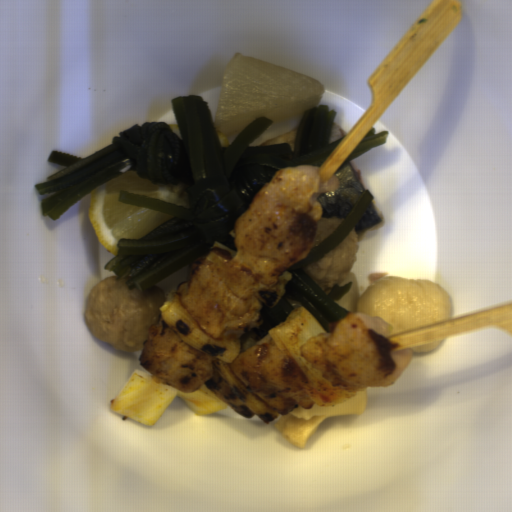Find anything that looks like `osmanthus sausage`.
I'll return each mask as SVG.
<instances>
[{"label":"osmanthus sausage","instance_id":"1","mask_svg":"<svg viewBox=\"0 0 512 512\" xmlns=\"http://www.w3.org/2000/svg\"><path fill=\"white\" fill-rule=\"evenodd\" d=\"M367 403L366 387L335 406L313 404L311 408L296 407L275 420L273 426L278 434L300 451L307 438L329 416L362 415Z\"/></svg>","mask_w":512,"mask_h":512},{"label":"osmanthus sausage","instance_id":"2","mask_svg":"<svg viewBox=\"0 0 512 512\" xmlns=\"http://www.w3.org/2000/svg\"><path fill=\"white\" fill-rule=\"evenodd\" d=\"M352 281L351 289L345 293L341 298L334 300L340 307L346 311L355 312L358 300V276L351 270L338 284L339 286Z\"/></svg>","mask_w":512,"mask_h":512}]
</instances>
